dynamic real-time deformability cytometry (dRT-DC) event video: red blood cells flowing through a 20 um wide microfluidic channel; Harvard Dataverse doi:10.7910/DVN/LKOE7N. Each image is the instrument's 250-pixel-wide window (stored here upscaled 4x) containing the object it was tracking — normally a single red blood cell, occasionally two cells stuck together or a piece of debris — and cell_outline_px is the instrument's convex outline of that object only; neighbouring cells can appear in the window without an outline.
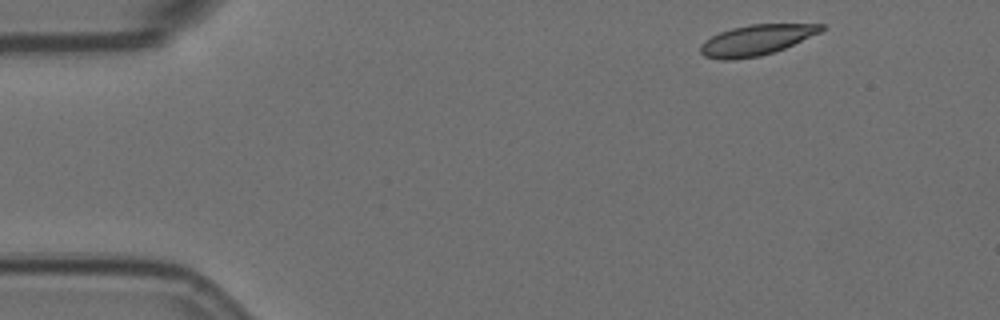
{"species": "Egyptian fruit bat (a non-hibernating species)", "species_latin": "Rousettus aegyptiacus", "temperature_condition": "room temperature", "stored_images_in_passage": 3, "camera_frame_rate_fps": 3000, "um_per_image_px": 0.085, "animal": {"sex": "female"}, "frame": {"image": 1, "passage_image": 1, "time_ms": 0.0, "image_size_px": [1000, 320], "cell_outline_px": [[824, 28], [820, 32], [784, 48], [760, 56], [728, 60], [724, 60], [704, 56], [700, 52], [700, 44], [704, 40], [720, 32], [732, 28], [748, 24], [824, 24]], "centroid_in_image_um": [64.24, 3.4], "position_along_channel_um": 20.8, "area_um2": 21.21}}